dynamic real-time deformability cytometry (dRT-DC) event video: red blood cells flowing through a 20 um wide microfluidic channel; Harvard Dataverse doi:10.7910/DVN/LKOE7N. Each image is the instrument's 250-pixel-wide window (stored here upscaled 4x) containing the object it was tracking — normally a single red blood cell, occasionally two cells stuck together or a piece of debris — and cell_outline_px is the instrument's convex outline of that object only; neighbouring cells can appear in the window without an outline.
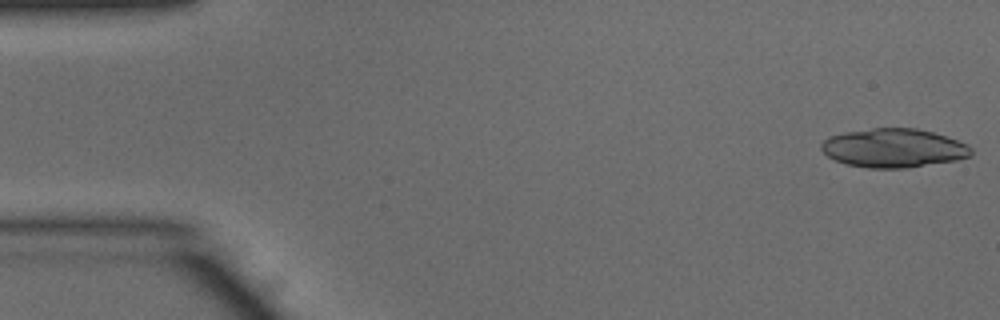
{"species": "common noctule bat (a hibernating species)", "species_latin": "Nyctalus noctula", "temperature_condition": "warm", "stored_images_in_passage": 17, "camera_frame_rate_fps": 3000, "um_per_image_px": 0.085, "animal": {"sex": "male", "body_mass_g": 15.6}, "frame": {"image": 1, "passage_image": 1, "time_ms": 0.0, "image_size_px": [1000, 320], "cell_outline_px": [[972, 156], [956, 160], [908, 168], [868, 168], [848, 164], [836, 160], [828, 156], [820, 148], [820, 144], [824, 140], [832, 136], [844, 132], [872, 128], [916, 128], [932, 132], [968, 144], [972, 148]], "centroid_in_image_um": [75.97, 12.59], "position_along_channel_um": 9.0, "area_um2": 33.81}}